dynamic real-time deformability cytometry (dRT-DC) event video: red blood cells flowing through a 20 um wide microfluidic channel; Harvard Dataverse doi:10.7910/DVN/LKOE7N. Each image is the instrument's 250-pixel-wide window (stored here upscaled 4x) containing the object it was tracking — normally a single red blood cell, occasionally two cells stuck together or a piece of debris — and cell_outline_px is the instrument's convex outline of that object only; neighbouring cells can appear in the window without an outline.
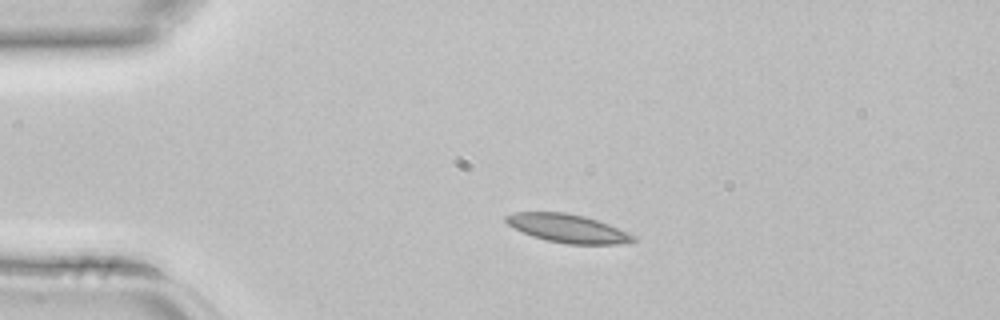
{"species": "common noctule bat (a hibernating species)", "species_latin": "Nyctalus noctula", "temperature_condition": "room temperature", "stored_images_in_passage": 3, "camera_frame_rate_fps": 3000, "um_per_image_px": 0.085, "animal": {"sex": "female", "body_mass_g": 22.7, "forearm_length_mm": 54.2}, "frame": {"image": 1, "passage_image": 2, "time_ms": 0.333, "image_size_px": [1000, 320], "cell_outline_px": [[636, 240], [620, 244], [568, 244], [548, 240], [532, 236], [508, 224], [504, 220], [504, 216], [512, 212], [564, 212], [584, 216], [608, 224], [636, 236]], "centroid_in_image_um": [48.24, 19.4], "position_along_channel_um": 36.8, "area_um2": 20.81}}